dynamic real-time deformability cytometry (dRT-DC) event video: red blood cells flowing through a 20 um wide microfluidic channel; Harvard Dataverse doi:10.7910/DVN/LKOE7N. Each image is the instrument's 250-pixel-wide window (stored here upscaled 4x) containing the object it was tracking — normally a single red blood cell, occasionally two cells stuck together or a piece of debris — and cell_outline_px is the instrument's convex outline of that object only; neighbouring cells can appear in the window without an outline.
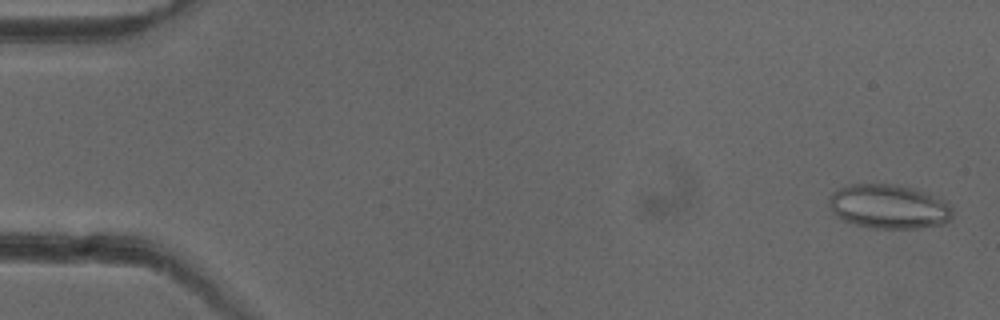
{"species": "common noctule bat (a hibernating species)", "species_latin": "Nyctalus noctula", "temperature_condition": "cold", "stored_images_in_passage": 52, "camera_frame_rate_fps": 3000, "um_per_image_px": 0.085, "animal": {"sex": "female"}, "frame": {"image": 1, "passage_image": 2, "time_ms": 0.333, "image_size_px": [1000, 320], "cell_outline_px": [[952, 212], [948, 220], [944, 224], [920, 228], [872, 228], [856, 224], [844, 220], [836, 216], [832, 212], [828, 204], [828, 196], [832, 192], [840, 188], [852, 184], [892, 184], [912, 188], [940, 200], [948, 204]], "centroid_in_image_um": [75.46, 17.57], "position_along_channel_um": 9.5, "area_um2": 31.39}}
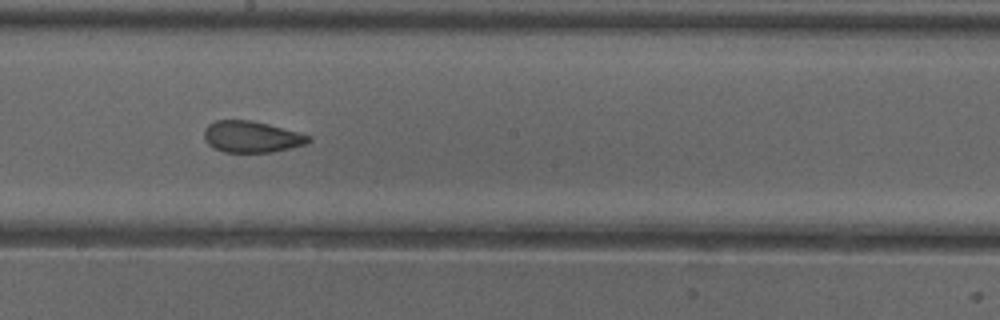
{"frame": {"image": 2, "passage_image": 29, "time_ms": 9.333, "image_size_px": [1000, 320], "cell_outline_px": [[312, 140], [304, 144], [272, 152], [224, 152], [212, 148], [204, 140], [204, 128], [208, 124], [216, 120], [252, 120], [268, 124], [312, 136]], "centroid_in_image_um": [21.34, 11.62], "position_along_channel_um": 226.9, "area_um2": 19.13}}
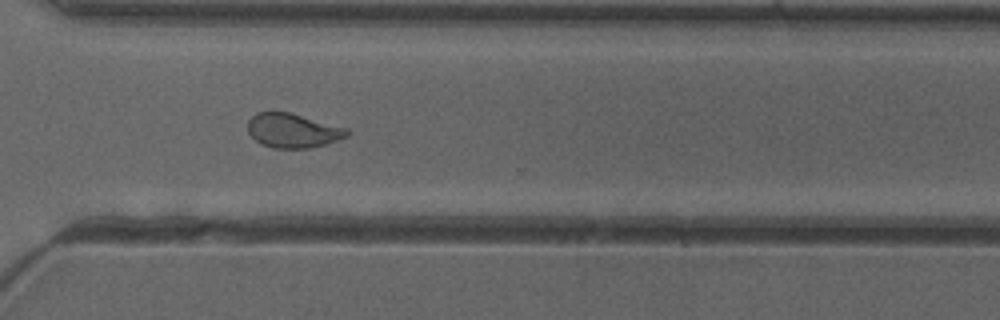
{"frame": {"image": 3, "passage_image": 38, "time_ms": 12.333, "image_size_px": [1000, 320], "cell_outline_px": [[348, 136], [324, 144], [308, 148], [272, 148], [260, 144], [248, 132], [248, 120], [256, 112], [288, 112], [348, 128]], "centroid_in_image_um": [24.86, 11.1], "position_along_channel_um": 345.7, "area_um2": 19.65}, "authors_computed_cell_mechanics": {"area_um2": 20.8369, "velocity_mm_per_s": 3.9813, "shape_relaxation_time_tau1_ms": null, "shape_relaxation_time_tau2_ms": 1.3021, "deformation_change_tau1": null, "deformation_change_tau2": 0.0707}}